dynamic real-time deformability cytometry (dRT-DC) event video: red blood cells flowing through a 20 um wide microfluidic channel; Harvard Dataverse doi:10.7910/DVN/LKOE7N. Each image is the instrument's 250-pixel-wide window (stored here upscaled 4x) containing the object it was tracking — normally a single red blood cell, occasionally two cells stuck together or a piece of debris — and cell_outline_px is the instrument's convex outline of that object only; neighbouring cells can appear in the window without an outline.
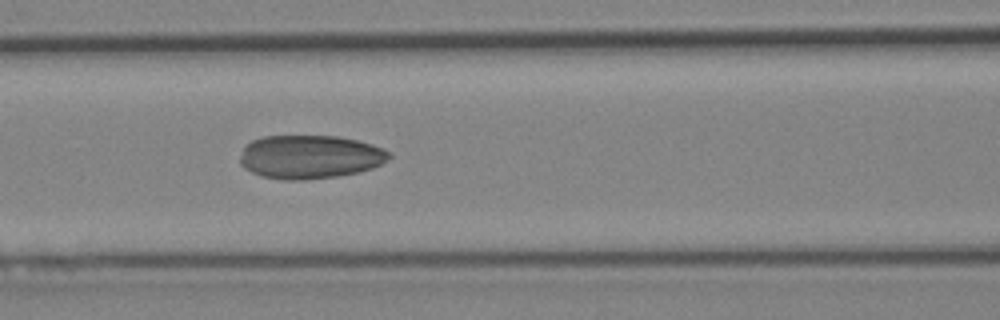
{"species": "Egyptian fruit bat (a non-hibernating species)", "species_latin": "Rousettus aegyptiacus", "temperature_condition": "cold", "stored_images_in_passage": 4, "camera_frame_rate_fps": 3000, "um_per_image_px": 0.085, "animal": {"sex": "female"}, "frame": {"image": 1, "passage_image": 4, "time_ms": 4.333, "image_size_px": [1000, 320], "cell_outline_px": [[392, 156], [388, 160], [372, 168], [360, 172], [336, 176], [304, 180], [284, 180], [264, 176], [252, 172], [244, 168], [240, 164], [240, 156], [244, 144], [252, 140], [264, 136], [340, 136], [372, 144], [392, 152]], "centroid_in_image_um": [26.35, 13.33], "position_along_channel_um": 140.3, "area_um2": 38.09}}